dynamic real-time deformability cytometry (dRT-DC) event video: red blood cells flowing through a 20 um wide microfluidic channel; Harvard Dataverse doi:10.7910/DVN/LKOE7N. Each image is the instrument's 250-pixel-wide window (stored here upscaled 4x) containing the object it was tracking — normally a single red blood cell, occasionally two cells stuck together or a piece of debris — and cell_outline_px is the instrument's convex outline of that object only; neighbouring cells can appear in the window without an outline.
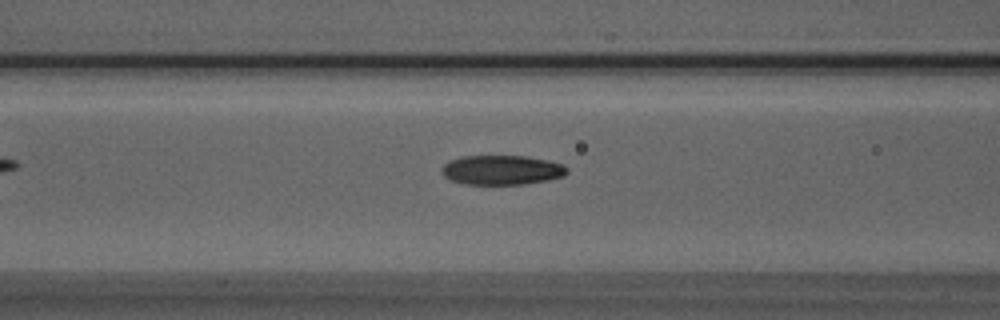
{"species": "Egyptian fruit bat (a non-hibernating species)", "species_latin": "Rousettus aegyptiacus", "temperature_condition": "room temperature", "stored_images_in_passage": 35, "camera_frame_rate_fps": 3000, "um_per_image_px": 0.085, "animal": {"sex": "male"}, "frame": {"image": 1, "passage_image": 11, "time_ms": 3.333, "image_size_px": [1000, 320], "cell_outline_px": [[568, 172], [564, 176], [548, 180], [524, 184], [464, 184], [452, 180], [444, 176], [444, 164], [448, 160], [464, 156], [528, 156], [548, 160], [564, 164], [568, 168]], "centroid_in_image_um": [42.71, 14.44], "position_along_channel_um": 123.9, "area_um2": 21.56}}
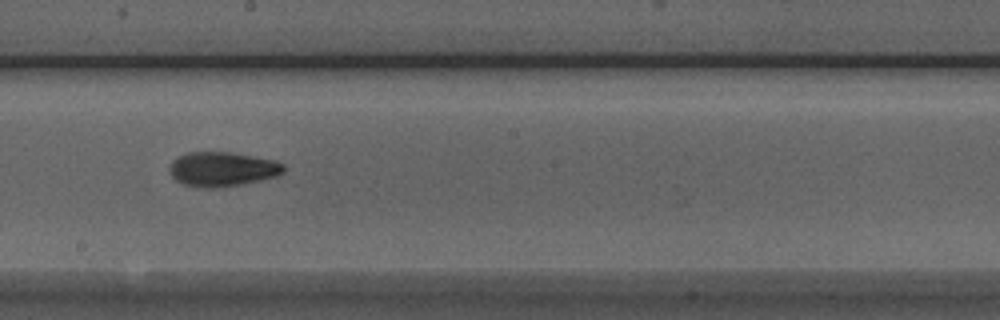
{"frame": {"image": 2, "passage_image": 19, "time_ms": 6.0, "image_size_px": [1000, 320], "cell_outline_px": [[284, 172], [276, 176], [260, 180], [240, 184], [216, 188], [208, 188], [184, 184], [176, 180], [172, 176], [172, 160], [176, 156], [188, 152], [228, 152], [272, 160], [284, 164]], "centroid_in_image_um": [18.89, 14.37], "position_along_channel_um": 229.3, "area_um2": 22.48}}
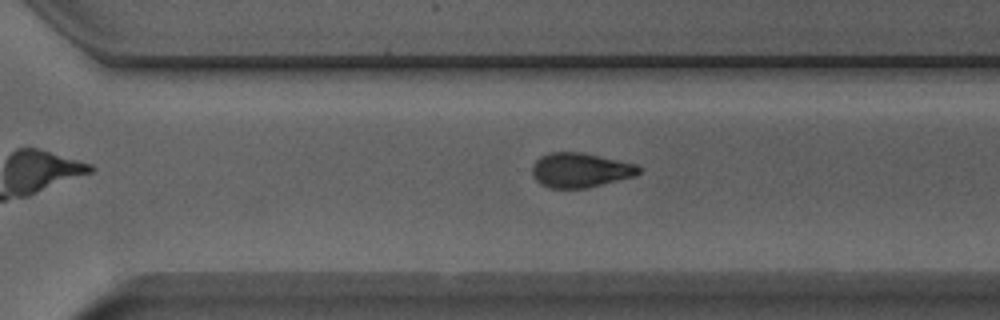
{"frame": {"image": 3, "passage_image": 26, "time_ms": 8.333, "image_size_px": [1000, 320], "cell_outline_px": [[640, 172], [636, 176], [588, 188], [548, 188], [540, 184], [532, 176], [532, 164], [540, 156], [552, 152], [580, 152], [636, 164], [640, 168]], "centroid_in_image_um": [49.3, 14.47], "position_along_channel_um": 321.3, "area_um2": 21.56}, "authors_computed_cell_mechanics": {"area_um2": 21.7906, "velocity_mm_per_s": 3.9547, "shape_relaxation_time_tau1_ms": 3.899, "shape_relaxation_time_tau2_ms": 2.2248, "deformation_change_tau1": 0.142, "deformation_change_tau2": 0.0847}}